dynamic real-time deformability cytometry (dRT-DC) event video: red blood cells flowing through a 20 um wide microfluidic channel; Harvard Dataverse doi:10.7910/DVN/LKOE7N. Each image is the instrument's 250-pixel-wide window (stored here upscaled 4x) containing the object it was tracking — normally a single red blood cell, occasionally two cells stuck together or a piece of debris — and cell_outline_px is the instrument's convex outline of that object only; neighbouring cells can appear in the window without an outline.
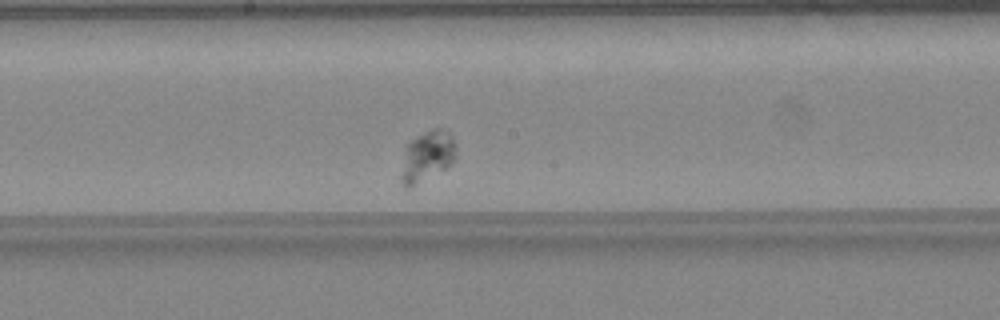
{"species": "common noctule bat (a hibernating species)", "species_latin": "Nyctalus noctula", "temperature_condition": "warm", "stored_images_in_passage": 43, "camera_frame_rate_fps": 3000, "um_per_image_px": 0.085, "animal": {"sex": "female", "body_mass_g": 24.6, "forearm_length_mm": 56.2}, "frame": {"image": 1, "passage_image": 19, "time_ms": 6.0, "image_size_px": [1000, 320], "cell_outline_px": [[456, 156], [448, 168], [408, 188], [400, 180], [400, 176], [408, 144], [416, 136], [432, 128], [444, 128], [452, 136], [456, 144]], "centroid_in_image_um": [36.36, 13.26], "position_along_channel_um": 211.8, "area_um2": 16.07}}